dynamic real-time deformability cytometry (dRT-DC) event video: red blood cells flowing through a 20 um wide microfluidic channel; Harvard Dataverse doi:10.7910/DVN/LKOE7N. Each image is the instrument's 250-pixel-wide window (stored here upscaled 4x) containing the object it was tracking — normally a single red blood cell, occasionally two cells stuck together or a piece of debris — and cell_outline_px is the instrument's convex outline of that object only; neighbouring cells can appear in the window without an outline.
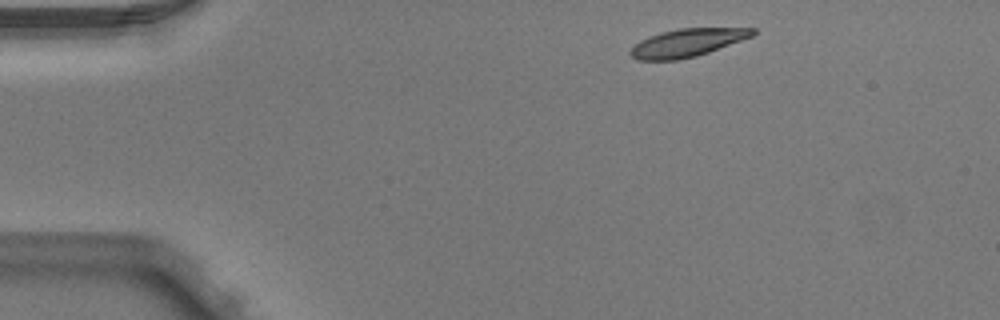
{"species": "Egyptian fruit bat (a non-hibernating species)", "species_latin": "Rousettus aegyptiacus", "temperature_condition": "warm", "stored_images_in_passage": 3, "camera_frame_rate_fps": 3000, "um_per_image_px": 0.085, "animal": {"sex": "male"}, "frame": {"image": 1, "passage_image": 1, "time_ms": 0.0, "image_size_px": [1000, 320], "cell_outline_px": [[756, 32], [752, 36], [708, 52], [696, 56], [676, 60], [636, 60], [628, 52], [640, 40], [648, 36], [660, 32], [680, 28], [756, 28]], "centroid_in_image_um": [58.38, 3.63], "position_along_channel_um": 26.6, "area_um2": 19.77}}